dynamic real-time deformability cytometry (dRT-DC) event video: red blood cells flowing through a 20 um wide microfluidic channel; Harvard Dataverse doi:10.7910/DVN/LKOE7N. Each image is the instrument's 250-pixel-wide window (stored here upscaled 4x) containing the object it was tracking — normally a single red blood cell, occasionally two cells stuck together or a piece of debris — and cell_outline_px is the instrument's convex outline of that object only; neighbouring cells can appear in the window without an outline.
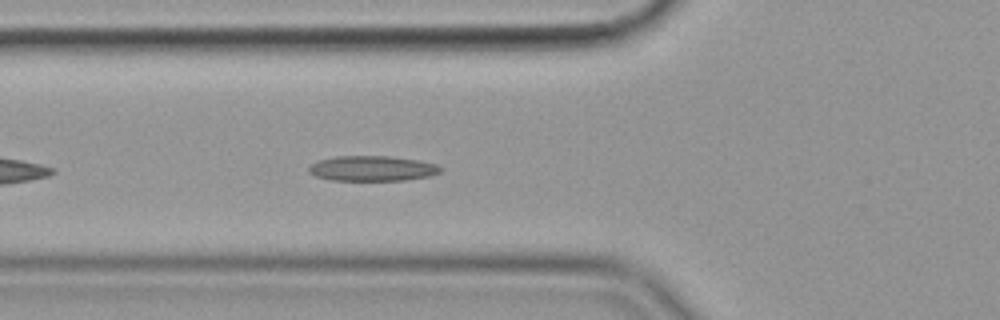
{"species": "common noctule bat (a hibernating species)", "species_latin": "Nyctalus noctula", "temperature_condition": "cold", "stored_images_in_passage": 44, "camera_frame_rate_fps": 3000, "um_per_image_px": 0.085, "animal": {"sex": "female", "body_mass_g": 19.9}, "frame": {"image": 1, "passage_image": 7, "time_ms": 2.0, "image_size_px": [1000, 320], "cell_outline_px": [[440, 172], [428, 176], [404, 180], [332, 180], [316, 176], [308, 172], [308, 168], [312, 164], [320, 160], [336, 156], [388, 156], [416, 160], [436, 164], [440, 168]], "centroid_in_image_um": [31.6, 14.31], "position_along_channel_um": 94.2, "area_um2": 19.02}}
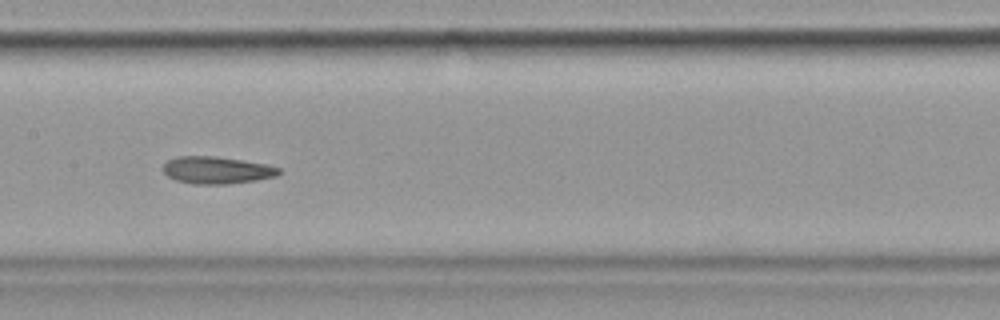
{"frame": {"image": 2, "passage_image": 15, "time_ms": 4.667, "image_size_px": [1000, 320], "cell_outline_px": [[280, 172], [276, 176], [256, 180], [228, 184], [192, 184], [176, 180], [168, 176], [164, 172], [164, 164], [168, 160], [176, 156], [212, 156], [240, 160], [264, 164], [280, 168]], "centroid_in_image_um": [18.4, 14.47], "position_along_channel_um": 189.0, "area_um2": 18.15}}
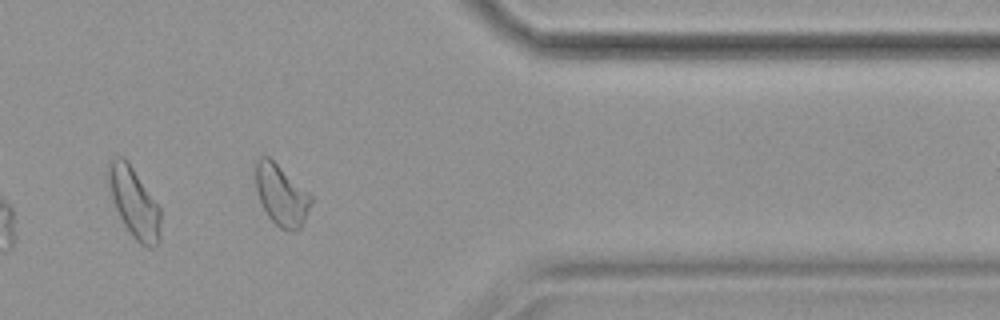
{"frame": {"image": 3, "passage_image": 33, "time_ms": 10.667, "image_size_px": [1000, 320], "cell_outline_px": [[312, 204], [300, 228], [288, 232], [280, 228], [268, 216], [260, 200], [256, 188], [256, 160], [260, 156], [268, 156], [308, 192], [312, 196]], "centroid_in_image_um": [23.92, 16.59], "position_along_channel_um": 387.5, "area_um2": 19.36}, "authors_computed_cell_mechanics": {"area_um2": 18.8717, "velocity_mm_per_s": 3.5543, "shape_relaxation_time_tau1_ms": null, "shape_relaxation_time_tau2_ms": 3.0159, "deformation_change_tau1": null, "deformation_change_tau2": 0.0955}}